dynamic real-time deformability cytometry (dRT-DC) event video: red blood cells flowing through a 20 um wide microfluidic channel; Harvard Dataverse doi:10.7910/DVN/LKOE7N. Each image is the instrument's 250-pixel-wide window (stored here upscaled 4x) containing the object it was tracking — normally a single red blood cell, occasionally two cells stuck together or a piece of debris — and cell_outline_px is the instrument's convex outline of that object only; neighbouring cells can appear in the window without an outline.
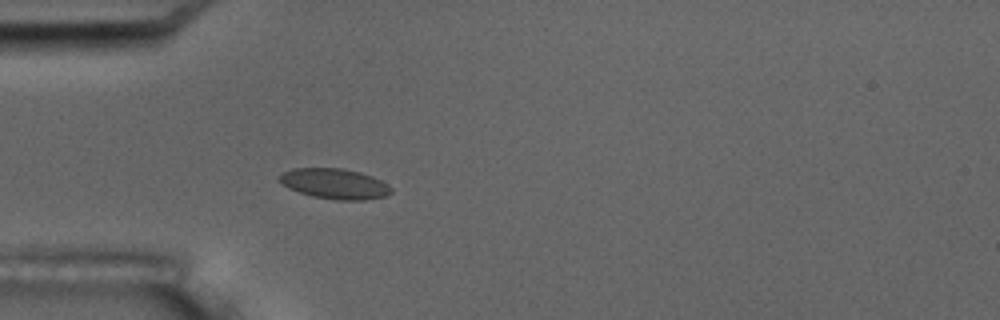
{"species": "common noctule bat (a hibernating species)", "species_latin": "Nyctalus noctula", "temperature_condition": "room temperature", "stored_images_in_passage": 5, "camera_frame_rate_fps": 3000, "um_per_image_px": 0.085, "animal": {"sex": "male", "body_mass_g": 17.5, "forearm_length_mm": 52.3}, "frame": {"image": 1, "passage_image": 5, "time_ms": 5.667, "image_size_px": [1000, 320], "cell_outline_px": [[392, 192], [388, 196], [364, 200], [336, 200], [312, 196], [288, 188], [280, 180], [280, 176], [284, 172], [292, 168], [344, 168], [360, 172], [372, 176], [388, 184], [392, 188]], "centroid_in_image_um": [28.5, 15.62], "position_along_channel_um": 56.5, "area_um2": 19.77}}